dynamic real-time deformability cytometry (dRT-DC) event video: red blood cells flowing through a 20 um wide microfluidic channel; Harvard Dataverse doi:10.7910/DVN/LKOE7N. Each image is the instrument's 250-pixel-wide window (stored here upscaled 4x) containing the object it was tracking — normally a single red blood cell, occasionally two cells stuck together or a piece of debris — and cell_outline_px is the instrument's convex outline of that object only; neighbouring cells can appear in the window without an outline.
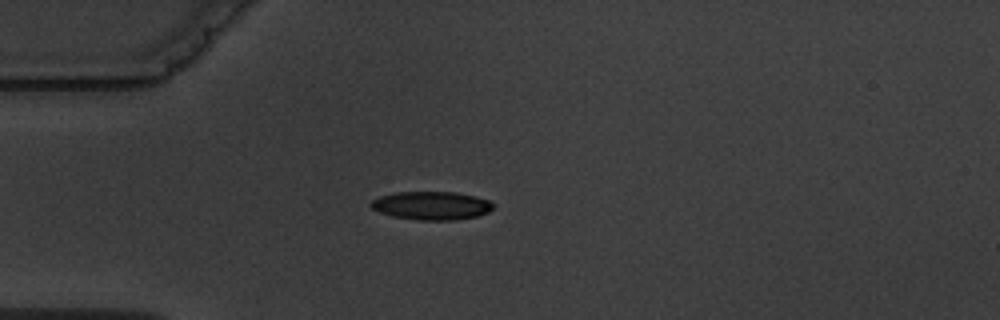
{"species": "common noctule bat (a hibernating species)", "species_latin": "Nyctalus noctula", "temperature_condition": "warm", "stored_images_in_passage": 4, "camera_frame_rate_fps": 3000, "um_per_image_px": 0.085, "animal": {"sex": "male", "body_mass_g": 19.5, "forearm_length_mm": 54.6}, "frame": {"image": 1, "passage_image": 1, "time_ms": 0.0, "image_size_px": [1000, 320], "cell_outline_px": [[492, 208], [488, 212], [476, 216], [456, 220], [416, 220], [392, 216], [380, 212], [372, 208], [368, 204], [372, 200], [380, 196], [396, 192], [456, 192], [476, 196], [488, 200], [492, 204]], "centroid_in_image_um": [36.65, 17.47], "position_along_channel_um": 48.4, "area_um2": 20.17}}